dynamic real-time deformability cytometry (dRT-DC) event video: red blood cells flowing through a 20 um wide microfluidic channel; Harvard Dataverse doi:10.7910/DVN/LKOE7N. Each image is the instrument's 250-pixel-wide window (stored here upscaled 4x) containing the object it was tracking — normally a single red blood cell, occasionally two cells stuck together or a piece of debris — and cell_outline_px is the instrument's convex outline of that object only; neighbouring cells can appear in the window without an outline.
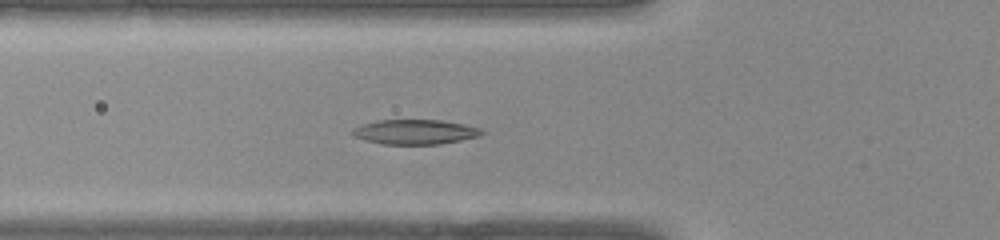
{"species": "common noctule bat (a hibernating species)", "species_latin": "Nyctalus noctula", "temperature_condition": "warm", "stored_images_in_passage": 36, "camera_frame_rate_fps": 3000, "um_per_image_px": 0.085, "animal": {"sex": "female", "body_mass_g": 22.0, "forearm_length_mm": 56.7}, "frame": {"image": 1, "passage_image": 10, "time_ms": 3.0, "image_size_px": [1000, 240], "cell_outline_px": [[484, 132], [476, 136], [460, 140], [440, 144], [380, 144], [364, 140], [352, 136], [352, 128], [360, 124], [380, 120], [440, 120], [480, 128]], "centroid_in_image_um": [35.18, 11.21], "position_along_channel_um": 90.6, "area_um2": 18.5}}
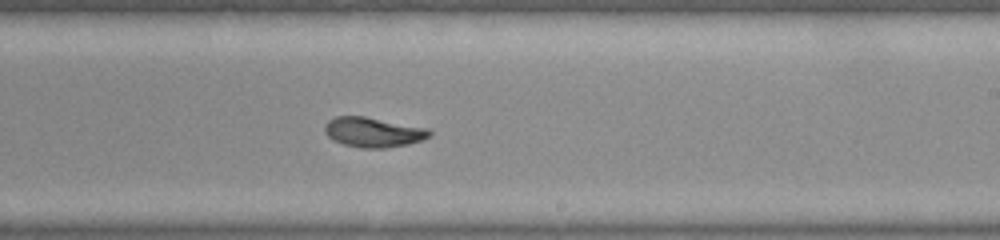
{"frame": {"image": 2, "passage_image": 20, "time_ms": 6.333, "image_size_px": [1000, 240], "cell_outline_px": [[432, 136], [408, 144], [384, 148], [360, 148], [344, 144], [332, 140], [324, 132], [324, 124], [328, 120], [336, 116], [364, 116], [428, 128], [432, 132]], "centroid_in_image_um": [31.7, 11.23], "position_along_channel_um": 257.3, "area_um2": 18.32}}
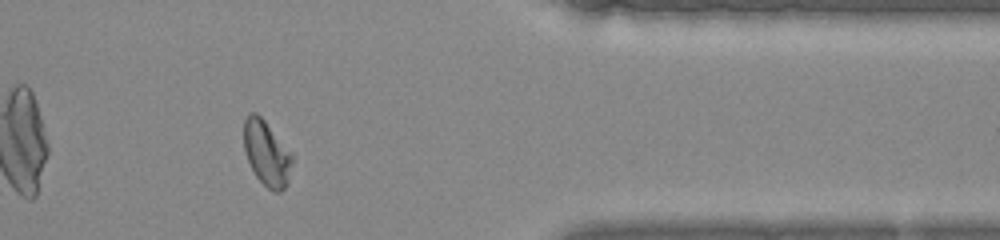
{"frame": {"image": 3, "passage_image": 29, "time_ms": 9.333, "image_size_px": [1000, 240], "cell_outline_px": [[292, 160], [288, 184], [280, 192], [272, 192], [256, 176], [248, 160], [244, 148], [244, 120], [248, 112], [256, 112], [264, 120], [292, 156]], "centroid_in_image_um": [22.64, 13.04], "position_along_channel_um": 388.8, "area_um2": 17.92}}